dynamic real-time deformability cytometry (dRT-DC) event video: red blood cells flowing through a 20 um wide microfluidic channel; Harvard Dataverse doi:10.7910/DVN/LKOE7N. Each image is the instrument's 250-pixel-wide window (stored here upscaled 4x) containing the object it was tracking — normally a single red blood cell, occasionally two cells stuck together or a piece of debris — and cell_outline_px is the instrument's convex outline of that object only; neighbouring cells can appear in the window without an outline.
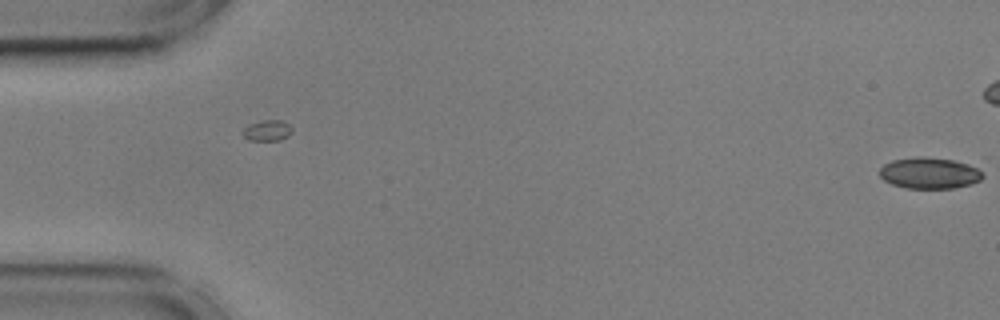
{"species": "common noctule bat (a hibernating species)", "species_latin": "Nyctalus noctula", "temperature_condition": "cold", "stored_images_in_passage": 5, "camera_frame_rate_fps": 3000, "um_per_image_px": 0.085, "animal": {"sex": "male", "body_mass_g": 17.9, "forearm_length_mm": 54.2}, "frame": {"image": 1, "passage_image": 5, "time_ms": 1.333, "image_size_px": [1000, 320], "cell_outline_px": [[984, 176], [980, 180], [972, 184], [952, 188], [908, 188], [892, 184], [884, 180], [880, 176], [880, 168], [884, 164], [892, 160], [912, 156], [924, 156], [980, 164], [984, 172]], "centroid_in_image_um": [79.1, 14.68], "position_along_channel_um": 5.9, "area_um2": 19.36}}